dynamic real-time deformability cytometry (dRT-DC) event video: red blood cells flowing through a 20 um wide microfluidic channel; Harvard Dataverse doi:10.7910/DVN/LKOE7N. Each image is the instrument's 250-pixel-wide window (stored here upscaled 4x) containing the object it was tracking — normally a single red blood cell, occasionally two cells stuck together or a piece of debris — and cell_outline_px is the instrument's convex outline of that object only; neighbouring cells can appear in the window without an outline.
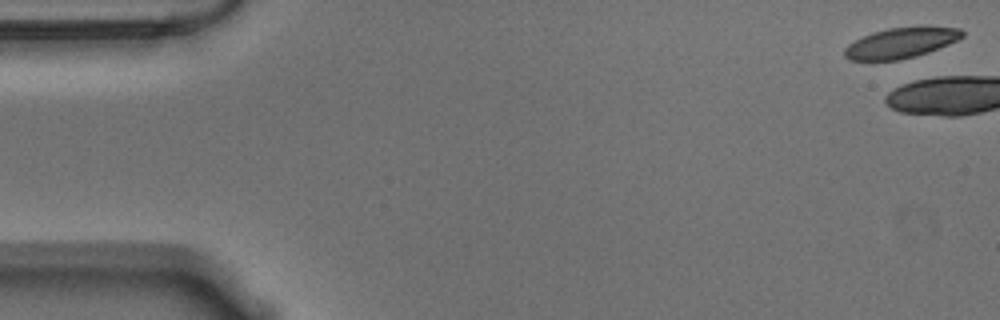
{"species": "Egyptian fruit bat (a non-hibernating species)", "species_latin": "Rousettus aegyptiacus", "temperature_condition": "warm", "stored_images_in_passage": 4, "camera_frame_rate_fps": 3000, "um_per_image_px": 0.085, "animal": {"sex": "male"}, "frame": {"image": 1, "passage_image": 1, "time_ms": 0.0, "image_size_px": [1000, 320], "cell_outline_px": [[964, 36], [948, 44], [928, 52], [916, 56], [900, 60], [848, 60], [844, 56], [844, 48], [848, 44], [872, 32], [888, 28], [920, 24], [924, 24], [960, 28], [964, 32]], "centroid_in_image_um": [76.62, 3.6], "position_along_channel_um": 8.4, "area_um2": 21.44}}